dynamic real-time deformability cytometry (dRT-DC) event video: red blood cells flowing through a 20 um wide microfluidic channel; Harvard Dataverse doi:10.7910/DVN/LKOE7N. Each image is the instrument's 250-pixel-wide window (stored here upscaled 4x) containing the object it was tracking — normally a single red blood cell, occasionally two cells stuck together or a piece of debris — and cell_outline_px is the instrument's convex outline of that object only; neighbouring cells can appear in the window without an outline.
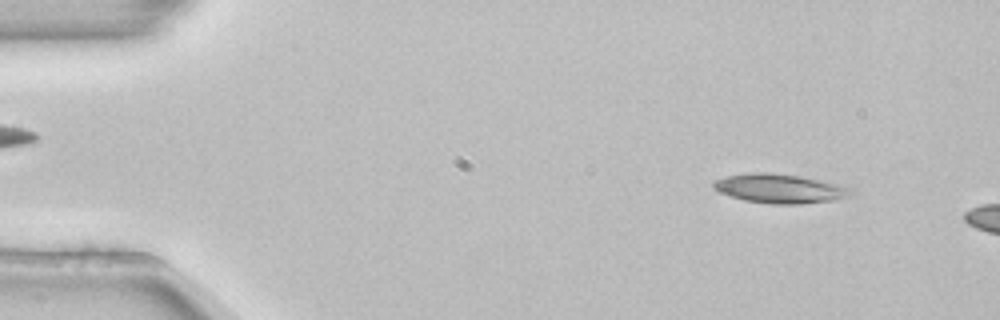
{"species": "common noctule bat (a hibernating species)", "species_latin": "Nyctalus noctula", "temperature_condition": "room temperature", "stored_images_in_passage": 3, "camera_frame_rate_fps": 3000, "um_per_image_px": 0.085, "animal": {"sex": "female", "body_mass_g": 22.7, "forearm_length_mm": 54.2}, "frame": {"image": 1, "passage_image": 1, "time_ms": 0.0, "image_size_px": [1000, 320], "cell_outline_px": [[856, 192], [848, 196], [836, 200], [800, 204], [772, 204], [744, 200], [720, 192], [712, 188], [712, 180], [724, 176], [748, 172], [768, 172], [800, 176], [836, 184], [848, 188]], "centroid_in_image_um": [66.22, 16.02], "position_along_channel_um": 18.8, "area_um2": 23.41}}